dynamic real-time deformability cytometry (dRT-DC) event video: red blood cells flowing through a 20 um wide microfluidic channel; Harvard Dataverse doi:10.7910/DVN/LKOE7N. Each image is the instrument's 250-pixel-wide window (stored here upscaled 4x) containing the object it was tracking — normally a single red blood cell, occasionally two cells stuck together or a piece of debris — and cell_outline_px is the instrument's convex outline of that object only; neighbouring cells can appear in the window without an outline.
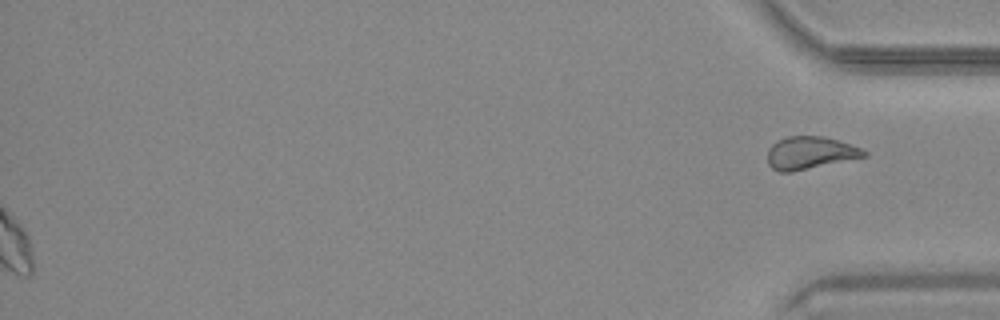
{"species": "common noctule bat (a hibernating species)", "species_latin": "Nyctalus noctula", "temperature_condition": "warm", "stored_images_in_passage": 55, "segment_of_instrument_passage": [2, 2], "camera_frame_rate_fps": 3000, "um_per_image_px": 0.085, "animal": {"sex": "male", "body_mass_g": 20.4}, "frame": {"image": 1, "passage_image": 55, "time_ms": 18.0, "image_size_px": [1000, 320], "cell_outline_px": [[868, 156], [792, 172], [780, 172], [772, 168], [768, 164], [768, 148], [776, 140], [788, 136], [824, 136], [860, 148], [868, 152]], "centroid_in_image_um": [68.83, 13.0], "position_along_channel_um": 366.4, "area_um2": 18.32}}